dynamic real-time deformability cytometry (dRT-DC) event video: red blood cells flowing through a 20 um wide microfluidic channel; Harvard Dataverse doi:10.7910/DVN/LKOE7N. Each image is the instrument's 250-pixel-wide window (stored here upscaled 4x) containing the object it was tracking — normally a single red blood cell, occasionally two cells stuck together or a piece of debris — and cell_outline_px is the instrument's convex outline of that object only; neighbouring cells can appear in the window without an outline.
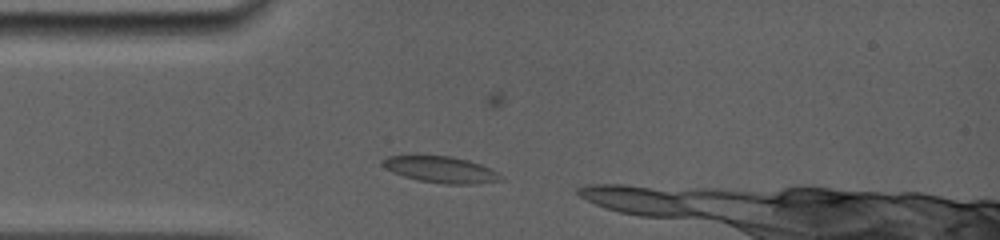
{"species": "common noctule bat (a hibernating species)", "species_latin": "Nyctalus noctula", "temperature_condition": "room temperature", "stored_images_in_passage": 6, "camera_frame_rate_fps": 5000, "um_per_image_px": 0.085, "animal": {"sex": "female", "body_mass_g": 19.0, "forearm_length_mm": 56.7}, "frame": {"image": 1, "passage_image": 1, "time_ms": 0.0, "image_size_px": [1000, 240], "cell_outline_px": [[504, 180], [476, 184], [444, 184], [416, 180], [392, 172], [384, 168], [384, 160], [388, 156], [412, 152], [416, 152], [452, 156], [468, 160], [492, 168], [504, 176]], "centroid_in_image_um": [37.46, 14.36], "position_along_channel_um": 47.5, "area_um2": 19.19}}
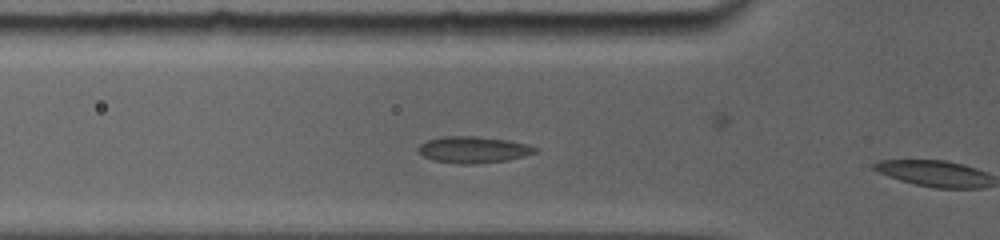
{"frame": {"image": 2, "passage_image": 5, "time_ms": 1.2, "image_size_px": [1000, 240], "cell_outline_px": [[540, 148], [536, 152], [524, 156], [508, 160], [476, 164], [456, 164], [432, 160], [416, 152], [416, 148], [420, 144], [428, 140], [444, 136], [476, 136], [508, 140], [528, 144]], "centroid_in_image_um": [40.22, 12.73], "position_along_channel_um": 85.6, "area_um2": 18.32}}